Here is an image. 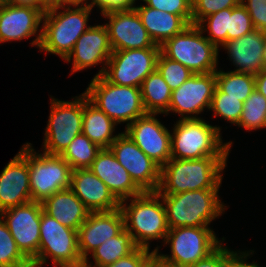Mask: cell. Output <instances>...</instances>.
Instances as JSON below:
<instances>
[{
  "mask_svg": "<svg viewBox=\"0 0 266 267\" xmlns=\"http://www.w3.org/2000/svg\"><path fill=\"white\" fill-rule=\"evenodd\" d=\"M229 157L171 158L161 167L157 192L159 194H177L199 189H220Z\"/></svg>",
  "mask_w": 266,
  "mask_h": 267,
  "instance_id": "1",
  "label": "cell"
},
{
  "mask_svg": "<svg viewBox=\"0 0 266 267\" xmlns=\"http://www.w3.org/2000/svg\"><path fill=\"white\" fill-rule=\"evenodd\" d=\"M176 120L171 129V158L201 159L230 155L234 142H224L222 126L212 125L205 118Z\"/></svg>",
  "mask_w": 266,
  "mask_h": 267,
  "instance_id": "2",
  "label": "cell"
},
{
  "mask_svg": "<svg viewBox=\"0 0 266 267\" xmlns=\"http://www.w3.org/2000/svg\"><path fill=\"white\" fill-rule=\"evenodd\" d=\"M119 208L123 214L124 228L138 247L153 250L151 244L154 240L161 245L164 243L169 227L166 209L158 192H143L123 200Z\"/></svg>",
  "mask_w": 266,
  "mask_h": 267,
  "instance_id": "3",
  "label": "cell"
},
{
  "mask_svg": "<svg viewBox=\"0 0 266 267\" xmlns=\"http://www.w3.org/2000/svg\"><path fill=\"white\" fill-rule=\"evenodd\" d=\"M220 190L199 189L177 194H160L169 229L210 226L229 207L222 201Z\"/></svg>",
  "mask_w": 266,
  "mask_h": 267,
  "instance_id": "4",
  "label": "cell"
},
{
  "mask_svg": "<svg viewBox=\"0 0 266 267\" xmlns=\"http://www.w3.org/2000/svg\"><path fill=\"white\" fill-rule=\"evenodd\" d=\"M94 7L69 5L45 12L39 52L57 55L63 61L79 37L91 26Z\"/></svg>",
  "mask_w": 266,
  "mask_h": 267,
  "instance_id": "5",
  "label": "cell"
},
{
  "mask_svg": "<svg viewBox=\"0 0 266 267\" xmlns=\"http://www.w3.org/2000/svg\"><path fill=\"white\" fill-rule=\"evenodd\" d=\"M226 237L218 238L213 226L180 227L169 229L161 246L169 247V254L153 247L154 255L171 267H186L212 253Z\"/></svg>",
  "mask_w": 266,
  "mask_h": 267,
  "instance_id": "6",
  "label": "cell"
},
{
  "mask_svg": "<svg viewBox=\"0 0 266 267\" xmlns=\"http://www.w3.org/2000/svg\"><path fill=\"white\" fill-rule=\"evenodd\" d=\"M84 93L93 105L117 125L126 124L125 128L147 114L138 87L115 85L103 76H97L92 77Z\"/></svg>",
  "mask_w": 266,
  "mask_h": 267,
  "instance_id": "7",
  "label": "cell"
},
{
  "mask_svg": "<svg viewBox=\"0 0 266 267\" xmlns=\"http://www.w3.org/2000/svg\"><path fill=\"white\" fill-rule=\"evenodd\" d=\"M160 49L165 57L181 63L194 74H206L219 69V49L195 24L188 25L181 33L167 39Z\"/></svg>",
  "mask_w": 266,
  "mask_h": 267,
  "instance_id": "8",
  "label": "cell"
},
{
  "mask_svg": "<svg viewBox=\"0 0 266 267\" xmlns=\"http://www.w3.org/2000/svg\"><path fill=\"white\" fill-rule=\"evenodd\" d=\"M50 97L49 119L39 150L49 155H61L70 142L82 134L83 92L69 101Z\"/></svg>",
  "mask_w": 266,
  "mask_h": 267,
  "instance_id": "9",
  "label": "cell"
},
{
  "mask_svg": "<svg viewBox=\"0 0 266 267\" xmlns=\"http://www.w3.org/2000/svg\"><path fill=\"white\" fill-rule=\"evenodd\" d=\"M28 168L32 201L42 203L54 193L71 187L70 165L60 155L36 151L29 142Z\"/></svg>",
  "mask_w": 266,
  "mask_h": 267,
  "instance_id": "10",
  "label": "cell"
},
{
  "mask_svg": "<svg viewBox=\"0 0 266 267\" xmlns=\"http://www.w3.org/2000/svg\"><path fill=\"white\" fill-rule=\"evenodd\" d=\"M33 261L45 265L52 263L53 266L75 267L83 264L78 249L77 230L62 225L42 211L39 251Z\"/></svg>",
  "mask_w": 266,
  "mask_h": 267,
  "instance_id": "11",
  "label": "cell"
},
{
  "mask_svg": "<svg viewBox=\"0 0 266 267\" xmlns=\"http://www.w3.org/2000/svg\"><path fill=\"white\" fill-rule=\"evenodd\" d=\"M160 48L113 51L103 77L110 83L140 88L143 80L157 68Z\"/></svg>",
  "mask_w": 266,
  "mask_h": 267,
  "instance_id": "12",
  "label": "cell"
},
{
  "mask_svg": "<svg viewBox=\"0 0 266 267\" xmlns=\"http://www.w3.org/2000/svg\"><path fill=\"white\" fill-rule=\"evenodd\" d=\"M215 88L216 72L193 74L172 91L169 109L163 117L173 113L179 116L178 120L204 118L201 114L209 111Z\"/></svg>",
  "mask_w": 266,
  "mask_h": 267,
  "instance_id": "13",
  "label": "cell"
},
{
  "mask_svg": "<svg viewBox=\"0 0 266 267\" xmlns=\"http://www.w3.org/2000/svg\"><path fill=\"white\" fill-rule=\"evenodd\" d=\"M112 52L106 26L95 23L79 37L63 62L72 65L69 76L99 64L100 69L93 77L102 76Z\"/></svg>",
  "mask_w": 266,
  "mask_h": 267,
  "instance_id": "14",
  "label": "cell"
},
{
  "mask_svg": "<svg viewBox=\"0 0 266 267\" xmlns=\"http://www.w3.org/2000/svg\"><path fill=\"white\" fill-rule=\"evenodd\" d=\"M42 211L40 202L31 201L0 213L18 249L29 261L38 255Z\"/></svg>",
  "mask_w": 266,
  "mask_h": 267,
  "instance_id": "15",
  "label": "cell"
},
{
  "mask_svg": "<svg viewBox=\"0 0 266 267\" xmlns=\"http://www.w3.org/2000/svg\"><path fill=\"white\" fill-rule=\"evenodd\" d=\"M107 23L109 42L113 51L160 48L150 38L134 8L99 13Z\"/></svg>",
  "mask_w": 266,
  "mask_h": 267,
  "instance_id": "16",
  "label": "cell"
},
{
  "mask_svg": "<svg viewBox=\"0 0 266 267\" xmlns=\"http://www.w3.org/2000/svg\"><path fill=\"white\" fill-rule=\"evenodd\" d=\"M110 149L143 192H157L161 167L150 159L124 131L112 142Z\"/></svg>",
  "mask_w": 266,
  "mask_h": 267,
  "instance_id": "17",
  "label": "cell"
},
{
  "mask_svg": "<svg viewBox=\"0 0 266 267\" xmlns=\"http://www.w3.org/2000/svg\"><path fill=\"white\" fill-rule=\"evenodd\" d=\"M43 15L39 8L3 3L0 7V45L33 38L31 47L39 49Z\"/></svg>",
  "mask_w": 266,
  "mask_h": 267,
  "instance_id": "18",
  "label": "cell"
},
{
  "mask_svg": "<svg viewBox=\"0 0 266 267\" xmlns=\"http://www.w3.org/2000/svg\"><path fill=\"white\" fill-rule=\"evenodd\" d=\"M159 115L147 113L137 118L124 132L160 167L171 159V130L160 121Z\"/></svg>",
  "mask_w": 266,
  "mask_h": 267,
  "instance_id": "19",
  "label": "cell"
},
{
  "mask_svg": "<svg viewBox=\"0 0 266 267\" xmlns=\"http://www.w3.org/2000/svg\"><path fill=\"white\" fill-rule=\"evenodd\" d=\"M31 201L28 142H25L0 172V213Z\"/></svg>",
  "mask_w": 266,
  "mask_h": 267,
  "instance_id": "20",
  "label": "cell"
},
{
  "mask_svg": "<svg viewBox=\"0 0 266 267\" xmlns=\"http://www.w3.org/2000/svg\"><path fill=\"white\" fill-rule=\"evenodd\" d=\"M124 229V218L120 208L106 212H90L77 230L78 249L85 258L106 240L115 237Z\"/></svg>",
  "mask_w": 266,
  "mask_h": 267,
  "instance_id": "21",
  "label": "cell"
},
{
  "mask_svg": "<svg viewBox=\"0 0 266 267\" xmlns=\"http://www.w3.org/2000/svg\"><path fill=\"white\" fill-rule=\"evenodd\" d=\"M266 45V33L253 29L248 34L227 41L220 50H225L227 59L234 67L231 71L257 75L263 70V53Z\"/></svg>",
  "mask_w": 266,
  "mask_h": 267,
  "instance_id": "22",
  "label": "cell"
},
{
  "mask_svg": "<svg viewBox=\"0 0 266 267\" xmlns=\"http://www.w3.org/2000/svg\"><path fill=\"white\" fill-rule=\"evenodd\" d=\"M89 169L107 185L119 202L143 193L110 148H102Z\"/></svg>",
  "mask_w": 266,
  "mask_h": 267,
  "instance_id": "23",
  "label": "cell"
},
{
  "mask_svg": "<svg viewBox=\"0 0 266 267\" xmlns=\"http://www.w3.org/2000/svg\"><path fill=\"white\" fill-rule=\"evenodd\" d=\"M70 189L90 212L113 211L120 206L107 185L89 168L73 170Z\"/></svg>",
  "mask_w": 266,
  "mask_h": 267,
  "instance_id": "24",
  "label": "cell"
},
{
  "mask_svg": "<svg viewBox=\"0 0 266 267\" xmlns=\"http://www.w3.org/2000/svg\"><path fill=\"white\" fill-rule=\"evenodd\" d=\"M41 204L45 213L74 230H78L90 214L87 207L70 188L54 193Z\"/></svg>",
  "mask_w": 266,
  "mask_h": 267,
  "instance_id": "25",
  "label": "cell"
},
{
  "mask_svg": "<svg viewBox=\"0 0 266 267\" xmlns=\"http://www.w3.org/2000/svg\"><path fill=\"white\" fill-rule=\"evenodd\" d=\"M138 1L140 3H136L133 8L138 13L150 38L159 46L167 39L181 33L189 25L180 15L153 9L141 0Z\"/></svg>",
  "mask_w": 266,
  "mask_h": 267,
  "instance_id": "26",
  "label": "cell"
},
{
  "mask_svg": "<svg viewBox=\"0 0 266 267\" xmlns=\"http://www.w3.org/2000/svg\"><path fill=\"white\" fill-rule=\"evenodd\" d=\"M118 125L103 111L93 105L83 92L82 134L86 135L100 148H110L112 142L121 134L116 133Z\"/></svg>",
  "mask_w": 266,
  "mask_h": 267,
  "instance_id": "27",
  "label": "cell"
},
{
  "mask_svg": "<svg viewBox=\"0 0 266 267\" xmlns=\"http://www.w3.org/2000/svg\"><path fill=\"white\" fill-rule=\"evenodd\" d=\"M137 247L131 234L124 228L118 235L93 250L83 263L88 267H105L131 254Z\"/></svg>",
  "mask_w": 266,
  "mask_h": 267,
  "instance_id": "28",
  "label": "cell"
},
{
  "mask_svg": "<svg viewBox=\"0 0 266 267\" xmlns=\"http://www.w3.org/2000/svg\"><path fill=\"white\" fill-rule=\"evenodd\" d=\"M140 89L147 113L164 115L168 111L172 91L157 69L143 80Z\"/></svg>",
  "mask_w": 266,
  "mask_h": 267,
  "instance_id": "29",
  "label": "cell"
},
{
  "mask_svg": "<svg viewBox=\"0 0 266 267\" xmlns=\"http://www.w3.org/2000/svg\"><path fill=\"white\" fill-rule=\"evenodd\" d=\"M216 86L224 92V97L241 98L245 102L255 90V75L239 73L231 69L216 71Z\"/></svg>",
  "mask_w": 266,
  "mask_h": 267,
  "instance_id": "30",
  "label": "cell"
},
{
  "mask_svg": "<svg viewBox=\"0 0 266 267\" xmlns=\"http://www.w3.org/2000/svg\"><path fill=\"white\" fill-rule=\"evenodd\" d=\"M97 144L93 143L86 135L76 136L69 146L60 155L70 167L75 169L89 168L101 150Z\"/></svg>",
  "mask_w": 266,
  "mask_h": 267,
  "instance_id": "31",
  "label": "cell"
},
{
  "mask_svg": "<svg viewBox=\"0 0 266 267\" xmlns=\"http://www.w3.org/2000/svg\"><path fill=\"white\" fill-rule=\"evenodd\" d=\"M237 128L254 132L266 129V98L256 89L243 103V110Z\"/></svg>",
  "mask_w": 266,
  "mask_h": 267,
  "instance_id": "32",
  "label": "cell"
},
{
  "mask_svg": "<svg viewBox=\"0 0 266 267\" xmlns=\"http://www.w3.org/2000/svg\"><path fill=\"white\" fill-rule=\"evenodd\" d=\"M243 103L241 98L224 97V92L216 86L209 111L213 112L211 115L214 118L220 117L227 124L230 123V126H236L242 114Z\"/></svg>",
  "mask_w": 266,
  "mask_h": 267,
  "instance_id": "33",
  "label": "cell"
},
{
  "mask_svg": "<svg viewBox=\"0 0 266 267\" xmlns=\"http://www.w3.org/2000/svg\"><path fill=\"white\" fill-rule=\"evenodd\" d=\"M231 12L232 8L220 10L203 18L197 24L204 36L218 49L227 42L228 14Z\"/></svg>",
  "mask_w": 266,
  "mask_h": 267,
  "instance_id": "34",
  "label": "cell"
},
{
  "mask_svg": "<svg viewBox=\"0 0 266 267\" xmlns=\"http://www.w3.org/2000/svg\"><path fill=\"white\" fill-rule=\"evenodd\" d=\"M30 261L21 253L5 221L0 216V267H28Z\"/></svg>",
  "mask_w": 266,
  "mask_h": 267,
  "instance_id": "35",
  "label": "cell"
},
{
  "mask_svg": "<svg viewBox=\"0 0 266 267\" xmlns=\"http://www.w3.org/2000/svg\"><path fill=\"white\" fill-rule=\"evenodd\" d=\"M156 69L169 85L171 91L176 90L194 74L181 63L168 59L162 53L158 57Z\"/></svg>",
  "mask_w": 266,
  "mask_h": 267,
  "instance_id": "36",
  "label": "cell"
},
{
  "mask_svg": "<svg viewBox=\"0 0 266 267\" xmlns=\"http://www.w3.org/2000/svg\"><path fill=\"white\" fill-rule=\"evenodd\" d=\"M254 28L246 8L240 3L228 14L227 41L238 39L251 32Z\"/></svg>",
  "mask_w": 266,
  "mask_h": 267,
  "instance_id": "37",
  "label": "cell"
},
{
  "mask_svg": "<svg viewBox=\"0 0 266 267\" xmlns=\"http://www.w3.org/2000/svg\"><path fill=\"white\" fill-rule=\"evenodd\" d=\"M192 24L197 25L203 18L226 8H234L241 0H192Z\"/></svg>",
  "mask_w": 266,
  "mask_h": 267,
  "instance_id": "38",
  "label": "cell"
},
{
  "mask_svg": "<svg viewBox=\"0 0 266 267\" xmlns=\"http://www.w3.org/2000/svg\"><path fill=\"white\" fill-rule=\"evenodd\" d=\"M153 9L180 15L189 25L192 24V0H141Z\"/></svg>",
  "mask_w": 266,
  "mask_h": 267,
  "instance_id": "39",
  "label": "cell"
},
{
  "mask_svg": "<svg viewBox=\"0 0 266 267\" xmlns=\"http://www.w3.org/2000/svg\"><path fill=\"white\" fill-rule=\"evenodd\" d=\"M224 243L225 240L208 256L186 267H225L240 249L233 250Z\"/></svg>",
  "mask_w": 266,
  "mask_h": 267,
  "instance_id": "40",
  "label": "cell"
},
{
  "mask_svg": "<svg viewBox=\"0 0 266 267\" xmlns=\"http://www.w3.org/2000/svg\"><path fill=\"white\" fill-rule=\"evenodd\" d=\"M153 256V250L137 247L131 254L105 267H145Z\"/></svg>",
  "mask_w": 266,
  "mask_h": 267,
  "instance_id": "41",
  "label": "cell"
},
{
  "mask_svg": "<svg viewBox=\"0 0 266 267\" xmlns=\"http://www.w3.org/2000/svg\"><path fill=\"white\" fill-rule=\"evenodd\" d=\"M255 29L266 33V0H241Z\"/></svg>",
  "mask_w": 266,
  "mask_h": 267,
  "instance_id": "42",
  "label": "cell"
},
{
  "mask_svg": "<svg viewBox=\"0 0 266 267\" xmlns=\"http://www.w3.org/2000/svg\"><path fill=\"white\" fill-rule=\"evenodd\" d=\"M138 0H94L98 13L111 10L132 9ZM100 11V12H99Z\"/></svg>",
  "mask_w": 266,
  "mask_h": 267,
  "instance_id": "43",
  "label": "cell"
},
{
  "mask_svg": "<svg viewBox=\"0 0 266 267\" xmlns=\"http://www.w3.org/2000/svg\"><path fill=\"white\" fill-rule=\"evenodd\" d=\"M255 250H239L227 263L225 267H263L259 262H256L255 259L252 262L249 261L254 255ZM265 267V266H264Z\"/></svg>",
  "mask_w": 266,
  "mask_h": 267,
  "instance_id": "44",
  "label": "cell"
},
{
  "mask_svg": "<svg viewBox=\"0 0 266 267\" xmlns=\"http://www.w3.org/2000/svg\"><path fill=\"white\" fill-rule=\"evenodd\" d=\"M68 6V0H39V9L45 13Z\"/></svg>",
  "mask_w": 266,
  "mask_h": 267,
  "instance_id": "45",
  "label": "cell"
},
{
  "mask_svg": "<svg viewBox=\"0 0 266 267\" xmlns=\"http://www.w3.org/2000/svg\"><path fill=\"white\" fill-rule=\"evenodd\" d=\"M255 89L266 98V70L255 75Z\"/></svg>",
  "mask_w": 266,
  "mask_h": 267,
  "instance_id": "46",
  "label": "cell"
},
{
  "mask_svg": "<svg viewBox=\"0 0 266 267\" xmlns=\"http://www.w3.org/2000/svg\"><path fill=\"white\" fill-rule=\"evenodd\" d=\"M4 3L39 8V0H3Z\"/></svg>",
  "mask_w": 266,
  "mask_h": 267,
  "instance_id": "47",
  "label": "cell"
},
{
  "mask_svg": "<svg viewBox=\"0 0 266 267\" xmlns=\"http://www.w3.org/2000/svg\"><path fill=\"white\" fill-rule=\"evenodd\" d=\"M69 5H79V6H91L94 7V0H68Z\"/></svg>",
  "mask_w": 266,
  "mask_h": 267,
  "instance_id": "48",
  "label": "cell"
},
{
  "mask_svg": "<svg viewBox=\"0 0 266 267\" xmlns=\"http://www.w3.org/2000/svg\"><path fill=\"white\" fill-rule=\"evenodd\" d=\"M145 267H171L163 262H161L155 255L151 258V260L147 263Z\"/></svg>",
  "mask_w": 266,
  "mask_h": 267,
  "instance_id": "49",
  "label": "cell"
},
{
  "mask_svg": "<svg viewBox=\"0 0 266 267\" xmlns=\"http://www.w3.org/2000/svg\"><path fill=\"white\" fill-rule=\"evenodd\" d=\"M44 266H47L45 264H40V263H37V262H34V261H30V264L28 267H44Z\"/></svg>",
  "mask_w": 266,
  "mask_h": 267,
  "instance_id": "50",
  "label": "cell"
},
{
  "mask_svg": "<svg viewBox=\"0 0 266 267\" xmlns=\"http://www.w3.org/2000/svg\"><path fill=\"white\" fill-rule=\"evenodd\" d=\"M262 62H263V70H266V45L263 53Z\"/></svg>",
  "mask_w": 266,
  "mask_h": 267,
  "instance_id": "51",
  "label": "cell"
},
{
  "mask_svg": "<svg viewBox=\"0 0 266 267\" xmlns=\"http://www.w3.org/2000/svg\"><path fill=\"white\" fill-rule=\"evenodd\" d=\"M54 267H70L68 265H54Z\"/></svg>",
  "mask_w": 266,
  "mask_h": 267,
  "instance_id": "52",
  "label": "cell"
},
{
  "mask_svg": "<svg viewBox=\"0 0 266 267\" xmlns=\"http://www.w3.org/2000/svg\"><path fill=\"white\" fill-rule=\"evenodd\" d=\"M75 267H88V266H86V265L83 263V264H81V265H79V266H75Z\"/></svg>",
  "mask_w": 266,
  "mask_h": 267,
  "instance_id": "53",
  "label": "cell"
}]
</instances>
